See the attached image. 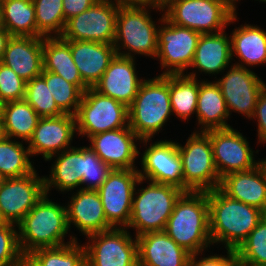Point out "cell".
I'll return each mask as SVG.
<instances>
[{
  "label": "cell",
  "mask_w": 266,
  "mask_h": 266,
  "mask_svg": "<svg viewBox=\"0 0 266 266\" xmlns=\"http://www.w3.org/2000/svg\"><path fill=\"white\" fill-rule=\"evenodd\" d=\"M212 245L222 243L236 250L265 213L225 195L219 188L207 191Z\"/></svg>",
  "instance_id": "cell-1"
},
{
  "label": "cell",
  "mask_w": 266,
  "mask_h": 266,
  "mask_svg": "<svg viewBox=\"0 0 266 266\" xmlns=\"http://www.w3.org/2000/svg\"><path fill=\"white\" fill-rule=\"evenodd\" d=\"M164 231L190 254L201 253L210 247L207 192H183L174 205Z\"/></svg>",
  "instance_id": "cell-2"
},
{
  "label": "cell",
  "mask_w": 266,
  "mask_h": 266,
  "mask_svg": "<svg viewBox=\"0 0 266 266\" xmlns=\"http://www.w3.org/2000/svg\"><path fill=\"white\" fill-rule=\"evenodd\" d=\"M128 115L130 128L140 142L147 146L146 143L163 129L169 121V116L173 115L170 102V75L144 79L128 107Z\"/></svg>",
  "instance_id": "cell-3"
},
{
  "label": "cell",
  "mask_w": 266,
  "mask_h": 266,
  "mask_svg": "<svg viewBox=\"0 0 266 266\" xmlns=\"http://www.w3.org/2000/svg\"><path fill=\"white\" fill-rule=\"evenodd\" d=\"M17 228L20 250L25 257L39 248L65 245L64 237L70 229L66 206L52 202L45 194Z\"/></svg>",
  "instance_id": "cell-4"
},
{
  "label": "cell",
  "mask_w": 266,
  "mask_h": 266,
  "mask_svg": "<svg viewBox=\"0 0 266 266\" xmlns=\"http://www.w3.org/2000/svg\"><path fill=\"white\" fill-rule=\"evenodd\" d=\"M148 182L145 188L136 190L135 187L133 193L127 229H135V237L149 232L164 231L176 201L184 192L173 185Z\"/></svg>",
  "instance_id": "cell-5"
},
{
  "label": "cell",
  "mask_w": 266,
  "mask_h": 266,
  "mask_svg": "<svg viewBox=\"0 0 266 266\" xmlns=\"http://www.w3.org/2000/svg\"><path fill=\"white\" fill-rule=\"evenodd\" d=\"M151 17L145 7L119 5L113 43L117 55L134 58V54H139L156 58L158 26ZM123 49L128 52H121Z\"/></svg>",
  "instance_id": "cell-6"
},
{
  "label": "cell",
  "mask_w": 266,
  "mask_h": 266,
  "mask_svg": "<svg viewBox=\"0 0 266 266\" xmlns=\"http://www.w3.org/2000/svg\"><path fill=\"white\" fill-rule=\"evenodd\" d=\"M220 0H169L164 17L178 26L201 34L218 33L237 20Z\"/></svg>",
  "instance_id": "cell-7"
},
{
  "label": "cell",
  "mask_w": 266,
  "mask_h": 266,
  "mask_svg": "<svg viewBox=\"0 0 266 266\" xmlns=\"http://www.w3.org/2000/svg\"><path fill=\"white\" fill-rule=\"evenodd\" d=\"M182 160L184 185L190 191H211L219 187L220 177L214 162L210 137L201 131H193L186 144L177 142Z\"/></svg>",
  "instance_id": "cell-8"
},
{
  "label": "cell",
  "mask_w": 266,
  "mask_h": 266,
  "mask_svg": "<svg viewBox=\"0 0 266 266\" xmlns=\"http://www.w3.org/2000/svg\"><path fill=\"white\" fill-rule=\"evenodd\" d=\"M75 117L78 135L87 138L129 126L128 107L93 88L83 92Z\"/></svg>",
  "instance_id": "cell-9"
},
{
  "label": "cell",
  "mask_w": 266,
  "mask_h": 266,
  "mask_svg": "<svg viewBox=\"0 0 266 266\" xmlns=\"http://www.w3.org/2000/svg\"><path fill=\"white\" fill-rule=\"evenodd\" d=\"M120 2L98 0L84 12L68 19L60 37L64 40L113 44Z\"/></svg>",
  "instance_id": "cell-10"
},
{
  "label": "cell",
  "mask_w": 266,
  "mask_h": 266,
  "mask_svg": "<svg viewBox=\"0 0 266 266\" xmlns=\"http://www.w3.org/2000/svg\"><path fill=\"white\" fill-rule=\"evenodd\" d=\"M158 51L156 57L160 67L166 68L160 75L185 74L194 58L201 33L192 29L172 24L165 17L159 19ZM165 24V25H164Z\"/></svg>",
  "instance_id": "cell-11"
},
{
  "label": "cell",
  "mask_w": 266,
  "mask_h": 266,
  "mask_svg": "<svg viewBox=\"0 0 266 266\" xmlns=\"http://www.w3.org/2000/svg\"><path fill=\"white\" fill-rule=\"evenodd\" d=\"M87 238L86 266H138L137 238L132 239L127 228H112Z\"/></svg>",
  "instance_id": "cell-12"
},
{
  "label": "cell",
  "mask_w": 266,
  "mask_h": 266,
  "mask_svg": "<svg viewBox=\"0 0 266 266\" xmlns=\"http://www.w3.org/2000/svg\"><path fill=\"white\" fill-rule=\"evenodd\" d=\"M143 181L138 169H112L96 190L102 200L107 222L112 228H127L135 187Z\"/></svg>",
  "instance_id": "cell-13"
},
{
  "label": "cell",
  "mask_w": 266,
  "mask_h": 266,
  "mask_svg": "<svg viewBox=\"0 0 266 266\" xmlns=\"http://www.w3.org/2000/svg\"><path fill=\"white\" fill-rule=\"evenodd\" d=\"M210 137L214 162L220 179L234 172L248 171L258 162L246 137L232 127L205 132Z\"/></svg>",
  "instance_id": "cell-14"
},
{
  "label": "cell",
  "mask_w": 266,
  "mask_h": 266,
  "mask_svg": "<svg viewBox=\"0 0 266 266\" xmlns=\"http://www.w3.org/2000/svg\"><path fill=\"white\" fill-rule=\"evenodd\" d=\"M34 172L19 178H5L0 185V217L18 224L46 194L44 177Z\"/></svg>",
  "instance_id": "cell-15"
},
{
  "label": "cell",
  "mask_w": 266,
  "mask_h": 266,
  "mask_svg": "<svg viewBox=\"0 0 266 266\" xmlns=\"http://www.w3.org/2000/svg\"><path fill=\"white\" fill-rule=\"evenodd\" d=\"M148 147V148H147ZM145 147L141 158L140 178L155 183L173 185L184 192L190 190L184 185L182 160L177 150V141L165 139L151 143Z\"/></svg>",
  "instance_id": "cell-16"
},
{
  "label": "cell",
  "mask_w": 266,
  "mask_h": 266,
  "mask_svg": "<svg viewBox=\"0 0 266 266\" xmlns=\"http://www.w3.org/2000/svg\"><path fill=\"white\" fill-rule=\"evenodd\" d=\"M230 67L228 72L215 82L220 86L229 115L233 110L251 119L265 83L247 67Z\"/></svg>",
  "instance_id": "cell-17"
},
{
  "label": "cell",
  "mask_w": 266,
  "mask_h": 266,
  "mask_svg": "<svg viewBox=\"0 0 266 266\" xmlns=\"http://www.w3.org/2000/svg\"><path fill=\"white\" fill-rule=\"evenodd\" d=\"M76 132L74 115L41 117L28 141L31 157L41 154L45 161L52 160L54 155L73 147L70 144Z\"/></svg>",
  "instance_id": "cell-18"
},
{
  "label": "cell",
  "mask_w": 266,
  "mask_h": 266,
  "mask_svg": "<svg viewBox=\"0 0 266 266\" xmlns=\"http://www.w3.org/2000/svg\"><path fill=\"white\" fill-rule=\"evenodd\" d=\"M137 140L140 139L128 126L94 134L89 137V147L112 169H137L134 164L140 155Z\"/></svg>",
  "instance_id": "cell-19"
},
{
  "label": "cell",
  "mask_w": 266,
  "mask_h": 266,
  "mask_svg": "<svg viewBox=\"0 0 266 266\" xmlns=\"http://www.w3.org/2000/svg\"><path fill=\"white\" fill-rule=\"evenodd\" d=\"M134 59L116 54L93 89L129 107L144 80L137 76Z\"/></svg>",
  "instance_id": "cell-20"
},
{
  "label": "cell",
  "mask_w": 266,
  "mask_h": 266,
  "mask_svg": "<svg viewBox=\"0 0 266 266\" xmlns=\"http://www.w3.org/2000/svg\"><path fill=\"white\" fill-rule=\"evenodd\" d=\"M138 242V266H189L191 254L165 231L142 234Z\"/></svg>",
  "instance_id": "cell-21"
},
{
  "label": "cell",
  "mask_w": 266,
  "mask_h": 266,
  "mask_svg": "<svg viewBox=\"0 0 266 266\" xmlns=\"http://www.w3.org/2000/svg\"><path fill=\"white\" fill-rule=\"evenodd\" d=\"M66 206L69 228L73 224L85 236L112 229L96 190L78 189Z\"/></svg>",
  "instance_id": "cell-22"
},
{
  "label": "cell",
  "mask_w": 266,
  "mask_h": 266,
  "mask_svg": "<svg viewBox=\"0 0 266 266\" xmlns=\"http://www.w3.org/2000/svg\"><path fill=\"white\" fill-rule=\"evenodd\" d=\"M1 63L23 80L30 81L43 70V37L11 36Z\"/></svg>",
  "instance_id": "cell-23"
},
{
  "label": "cell",
  "mask_w": 266,
  "mask_h": 266,
  "mask_svg": "<svg viewBox=\"0 0 266 266\" xmlns=\"http://www.w3.org/2000/svg\"><path fill=\"white\" fill-rule=\"evenodd\" d=\"M70 51L83 82L89 87L100 80L116 55L114 44L70 40Z\"/></svg>",
  "instance_id": "cell-24"
},
{
  "label": "cell",
  "mask_w": 266,
  "mask_h": 266,
  "mask_svg": "<svg viewBox=\"0 0 266 266\" xmlns=\"http://www.w3.org/2000/svg\"><path fill=\"white\" fill-rule=\"evenodd\" d=\"M218 188L225 195L257 207L266 214V181L258 166L222 177Z\"/></svg>",
  "instance_id": "cell-25"
},
{
  "label": "cell",
  "mask_w": 266,
  "mask_h": 266,
  "mask_svg": "<svg viewBox=\"0 0 266 266\" xmlns=\"http://www.w3.org/2000/svg\"><path fill=\"white\" fill-rule=\"evenodd\" d=\"M232 60L231 37L223 30L201 34L191 67L197 68L199 72L215 75L224 72L226 67L229 68Z\"/></svg>",
  "instance_id": "cell-26"
},
{
  "label": "cell",
  "mask_w": 266,
  "mask_h": 266,
  "mask_svg": "<svg viewBox=\"0 0 266 266\" xmlns=\"http://www.w3.org/2000/svg\"><path fill=\"white\" fill-rule=\"evenodd\" d=\"M196 117L201 132L231 127L226 121L230 115L225 99L215 81L199 80Z\"/></svg>",
  "instance_id": "cell-27"
},
{
  "label": "cell",
  "mask_w": 266,
  "mask_h": 266,
  "mask_svg": "<svg viewBox=\"0 0 266 266\" xmlns=\"http://www.w3.org/2000/svg\"><path fill=\"white\" fill-rule=\"evenodd\" d=\"M43 69L60 75L82 92L89 88L74 63L70 40H64L60 36L43 37Z\"/></svg>",
  "instance_id": "cell-28"
},
{
  "label": "cell",
  "mask_w": 266,
  "mask_h": 266,
  "mask_svg": "<svg viewBox=\"0 0 266 266\" xmlns=\"http://www.w3.org/2000/svg\"><path fill=\"white\" fill-rule=\"evenodd\" d=\"M232 58L240 61L233 65L240 67L266 64V31L257 25L244 24L231 34ZM247 65V66H246Z\"/></svg>",
  "instance_id": "cell-29"
},
{
  "label": "cell",
  "mask_w": 266,
  "mask_h": 266,
  "mask_svg": "<svg viewBox=\"0 0 266 266\" xmlns=\"http://www.w3.org/2000/svg\"><path fill=\"white\" fill-rule=\"evenodd\" d=\"M49 174L44 177L45 192L49 194L51 188L61 192H68L75 188L81 189L82 181V147H71L55 155Z\"/></svg>",
  "instance_id": "cell-30"
},
{
  "label": "cell",
  "mask_w": 266,
  "mask_h": 266,
  "mask_svg": "<svg viewBox=\"0 0 266 266\" xmlns=\"http://www.w3.org/2000/svg\"><path fill=\"white\" fill-rule=\"evenodd\" d=\"M36 111L23 100L4 103L2 106V126L4 136L28 141L40 120Z\"/></svg>",
  "instance_id": "cell-31"
},
{
  "label": "cell",
  "mask_w": 266,
  "mask_h": 266,
  "mask_svg": "<svg viewBox=\"0 0 266 266\" xmlns=\"http://www.w3.org/2000/svg\"><path fill=\"white\" fill-rule=\"evenodd\" d=\"M3 27L11 36L44 37L38 30L32 0L1 1Z\"/></svg>",
  "instance_id": "cell-32"
},
{
  "label": "cell",
  "mask_w": 266,
  "mask_h": 266,
  "mask_svg": "<svg viewBox=\"0 0 266 266\" xmlns=\"http://www.w3.org/2000/svg\"><path fill=\"white\" fill-rule=\"evenodd\" d=\"M196 73L170 74V102L173 115L183 121L196 114L199 80ZM175 113V114H174Z\"/></svg>",
  "instance_id": "cell-33"
},
{
  "label": "cell",
  "mask_w": 266,
  "mask_h": 266,
  "mask_svg": "<svg viewBox=\"0 0 266 266\" xmlns=\"http://www.w3.org/2000/svg\"><path fill=\"white\" fill-rule=\"evenodd\" d=\"M59 247L39 248L25 258L33 266H86L85 247L79 245L77 238Z\"/></svg>",
  "instance_id": "cell-34"
},
{
  "label": "cell",
  "mask_w": 266,
  "mask_h": 266,
  "mask_svg": "<svg viewBox=\"0 0 266 266\" xmlns=\"http://www.w3.org/2000/svg\"><path fill=\"white\" fill-rule=\"evenodd\" d=\"M22 143L6 136L0 139V172L5 178H19L35 171L29 148Z\"/></svg>",
  "instance_id": "cell-35"
},
{
  "label": "cell",
  "mask_w": 266,
  "mask_h": 266,
  "mask_svg": "<svg viewBox=\"0 0 266 266\" xmlns=\"http://www.w3.org/2000/svg\"><path fill=\"white\" fill-rule=\"evenodd\" d=\"M41 76L44 78L47 88L50 90L58 108L64 114L76 115L83 92L75 85L66 81L60 75L51 71L42 70Z\"/></svg>",
  "instance_id": "cell-36"
},
{
  "label": "cell",
  "mask_w": 266,
  "mask_h": 266,
  "mask_svg": "<svg viewBox=\"0 0 266 266\" xmlns=\"http://www.w3.org/2000/svg\"><path fill=\"white\" fill-rule=\"evenodd\" d=\"M35 8L37 30L44 37L60 36L66 20L63 0H32Z\"/></svg>",
  "instance_id": "cell-37"
},
{
  "label": "cell",
  "mask_w": 266,
  "mask_h": 266,
  "mask_svg": "<svg viewBox=\"0 0 266 266\" xmlns=\"http://www.w3.org/2000/svg\"><path fill=\"white\" fill-rule=\"evenodd\" d=\"M236 258L250 266H266V214L235 250Z\"/></svg>",
  "instance_id": "cell-38"
},
{
  "label": "cell",
  "mask_w": 266,
  "mask_h": 266,
  "mask_svg": "<svg viewBox=\"0 0 266 266\" xmlns=\"http://www.w3.org/2000/svg\"><path fill=\"white\" fill-rule=\"evenodd\" d=\"M24 99L40 117H58L64 114L56 105L41 75L26 82Z\"/></svg>",
  "instance_id": "cell-39"
},
{
  "label": "cell",
  "mask_w": 266,
  "mask_h": 266,
  "mask_svg": "<svg viewBox=\"0 0 266 266\" xmlns=\"http://www.w3.org/2000/svg\"><path fill=\"white\" fill-rule=\"evenodd\" d=\"M111 171L89 146L82 147L81 186H86L81 189L97 190Z\"/></svg>",
  "instance_id": "cell-40"
},
{
  "label": "cell",
  "mask_w": 266,
  "mask_h": 266,
  "mask_svg": "<svg viewBox=\"0 0 266 266\" xmlns=\"http://www.w3.org/2000/svg\"><path fill=\"white\" fill-rule=\"evenodd\" d=\"M16 226L9 222L0 225V266H20L25 259L20 250Z\"/></svg>",
  "instance_id": "cell-41"
},
{
  "label": "cell",
  "mask_w": 266,
  "mask_h": 266,
  "mask_svg": "<svg viewBox=\"0 0 266 266\" xmlns=\"http://www.w3.org/2000/svg\"><path fill=\"white\" fill-rule=\"evenodd\" d=\"M26 81L0 62V101L4 104L25 98Z\"/></svg>",
  "instance_id": "cell-42"
},
{
  "label": "cell",
  "mask_w": 266,
  "mask_h": 266,
  "mask_svg": "<svg viewBox=\"0 0 266 266\" xmlns=\"http://www.w3.org/2000/svg\"><path fill=\"white\" fill-rule=\"evenodd\" d=\"M227 257L221 255H210L208 257L199 258L198 257L202 253L191 254L189 260V266H230L232 262L236 259V252L233 249H226Z\"/></svg>",
  "instance_id": "cell-43"
},
{
  "label": "cell",
  "mask_w": 266,
  "mask_h": 266,
  "mask_svg": "<svg viewBox=\"0 0 266 266\" xmlns=\"http://www.w3.org/2000/svg\"><path fill=\"white\" fill-rule=\"evenodd\" d=\"M251 119H256L258 124V139L259 142L266 143V83L261 89L257 99L254 115Z\"/></svg>",
  "instance_id": "cell-44"
},
{
  "label": "cell",
  "mask_w": 266,
  "mask_h": 266,
  "mask_svg": "<svg viewBox=\"0 0 266 266\" xmlns=\"http://www.w3.org/2000/svg\"><path fill=\"white\" fill-rule=\"evenodd\" d=\"M98 0H63L64 18L68 19L77 16L90 8Z\"/></svg>",
  "instance_id": "cell-45"
},
{
  "label": "cell",
  "mask_w": 266,
  "mask_h": 266,
  "mask_svg": "<svg viewBox=\"0 0 266 266\" xmlns=\"http://www.w3.org/2000/svg\"><path fill=\"white\" fill-rule=\"evenodd\" d=\"M121 5L132 7L157 8L158 11H165L169 0H117Z\"/></svg>",
  "instance_id": "cell-46"
},
{
  "label": "cell",
  "mask_w": 266,
  "mask_h": 266,
  "mask_svg": "<svg viewBox=\"0 0 266 266\" xmlns=\"http://www.w3.org/2000/svg\"><path fill=\"white\" fill-rule=\"evenodd\" d=\"M10 38L11 34L5 28L0 29V62L3 58L7 43Z\"/></svg>",
  "instance_id": "cell-47"
},
{
  "label": "cell",
  "mask_w": 266,
  "mask_h": 266,
  "mask_svg": "<svg viewBox=\"0 0 266 266\" xmlns=\"http://www.w3.org/2000/svg\"><path fill=\"white\" fill-rule=\"evenodd\" d=\"M222 1L228 8H230L234 13H237L236 12V1H239V0H220Z\"/></svg>",
  "instance_id": "cell-48"
},
{
  "label": "cell",
  "mask_w": 266,
  "mask_h": 266,
  "mask_svg": "<svg viewBox=\"0 0 266 266\" xmlns=\"http://www.w3.org/2000/svg\"><path fill=\"white\" fill-rule=\"evenodd\" d=\"M258 167L262 171L265 181H266V158L265 160L261 159V161H258Z\"/></svg>",
  "instance_id": "cell-49"
},
{
  "label": "cell",
  "mask_w": 266,
  "mask_h": 266,
  "mask_svg": "<svg viewBox=\"0 0 266 266\" xmlns=\"http://www.w3.org/2000/svg\"><path fill=\"white\" fill-rule=\"evenodd\" d=\"M230 266H250L238 260L237 258L232 262Z\"/></svg>",
  "instance_id": "cell-50"
},
{
  "label": "cell",
  "mask_w": 266,
  "mask_h": 266,
  "mask_svg": "<svg viewBox=\"0 0 266 266\" xmlns=\"http://www.w3.org/2000/svg\"><path fill=\"white\" fill-rule=\"evenodd\" d=\"M20 266H33L26 258L20 264Z\"/></svg>",
  "instance_id": "cell-51"
},
{
  "label": "cell",
  "mask_w": 266,
  "mask_h": 266,
  "mask_svg": "<svg viewBox=\"0 0 266 266\" xmlns=\"http://www.w3.org/2000/svg\"><path fill=\"white\" fill-rule=\"evenodd\" d=\"M4 136L3 133V126H2V120H0V139Z\"/></svg>",
  "instance_id": "cell-52"
},
{
  "label": "cell",
  "mask_w": 266,
  "mask_h": 266,
  "mask_svg": "<svg viewBox=\"0 0 266 266\" xmlns=\"http://www.w3.org/2000/svg\"><path fill=\"white\" fill-rule=\"evenodd\" d=\"M4 28L3 27V22H2V9L0 8V29Z\"/></svg>",
  "instance_id": "cell-53"
},
{
  "label": "cell",
  "mask_w": 266,
  "mask_h": 266,
  "mask_svg": "<svg viewBox=\"0 0 266 266\" xmlns=\"http://www.w3.org/2000/svg\"><path fill=\"white\" fill-rule=\"evenodd\" d=\"M4 180H5V177L0 172V185L4 182Z\"/></svg>",
  "instance_id": "cell-54"
},
{
  "label": "cell",
  "mask_w": 266,
  "mask_h": 266,
  "mask_svg": "<svg viewBox=\"0 0 266 266\" xmlns=\"http://www.w3.org/2000/svg\"><path fill=\"white\" fill-rule=\"evenodd\" d=\"M2 106L3 103L0 101V120H2Z\"/></svg>",
  "instance_id": "cell-55"
},
{
  "label": "cell",
  "mask_w": 266,
  "mask_h": 266,
  "mask_svg": "<svg viewBox=\"0 0 266 266\" xmlns=\"http://www.w3.org/2000/svg\"><path fill=\"white\" fill-rule=\"evenodd\" d=\"M2 223H4V221L1 219V217H0V225L2 224Z\"/></svg>",
  "instance_id": "cell-56"
}]
</instances>
